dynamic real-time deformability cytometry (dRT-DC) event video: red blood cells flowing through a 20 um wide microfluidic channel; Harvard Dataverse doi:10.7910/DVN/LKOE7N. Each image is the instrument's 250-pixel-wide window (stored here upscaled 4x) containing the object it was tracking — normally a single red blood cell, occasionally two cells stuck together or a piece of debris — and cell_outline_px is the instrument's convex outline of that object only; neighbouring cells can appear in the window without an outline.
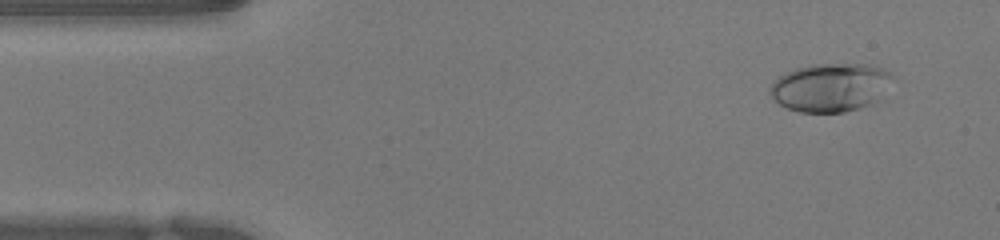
{"species": "human", "species_latin": "Homo sapiens", "temperature_condition": "warm", "stored_images_in_passage": 50, "camera_frame_rate_fps": 3000, "um_per_image_px": 0.085, "donor": {"sex": "female"}, "frame": {"image": 1, "passage_image": 4, "time_ms": 1.0, "image_size_px": [1000, 240], "cell_outline_px": [[900, 80], [880, 100], [872, 104], [860, 108], [844, 112], [800, 112], [788, 108], [780, 104], [768, 92], [768, 88], [780, 76], [796, 68], [812, 64], [868, 64], [884, 68], [892, 72]], "centroid_in_image_um": [70.75, 7.42], "position_along_channel_um": 14.2, "area_um2": 35.55}}
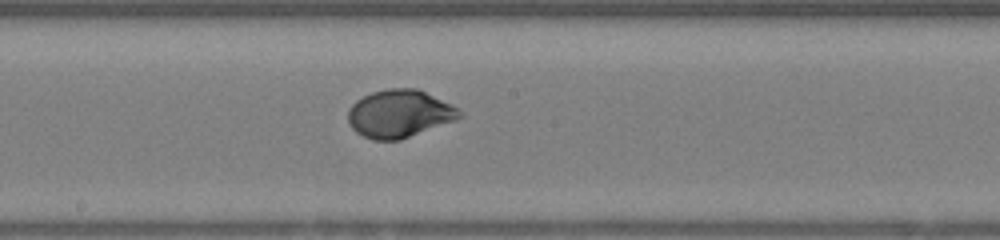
{"frame": {"image": 2, "passage_image": 26, "time_ms": 8.333, "image_size_px": [1000, 240], "cell_outline_px": [[464, 116], [456, 120], [400, 140], [372, 140], [356, 132], [352, 128], [348, 120], [348, 108], [356, 100], [372, 92], [388, 88], [416, 88], [452, 104], [464, 112]], "centroid_in_image_um": [33.97, 9.66], "position_along_channel_um": 214.2, "area_um2": 31.15}}
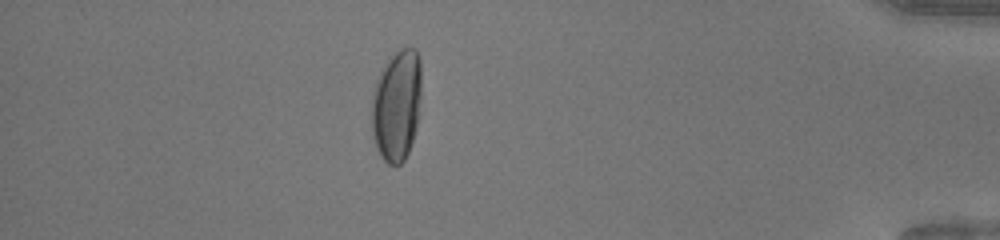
{"frame": {"image": 3, "passage_image": 44, "time_ms": 14.333, "image_size_px": [1000, 240], "cell_outline_px": [[420, 112], [416, 128], [408, 152], [404, 160], [400, 164], [388, 164], [380, 156], [376, 148], [372, 136], [372, 92], [380, 68], [400, 48], [416, 48], [420, 60]], "centroid_in_image_um": [33.7, 8.95], "position_along_channel_um": 401.5, "area_um2": 32.6}, "authors_computed_cell_mechanics": {"area_um2": 31.1253, "velocity_mm_per_s": 3.9766, "shape_relaxation_time_tau1_ms": 4.1169, "shape_relaxation_time_tau2_ms": null, "deformation_change_tau1": 0.2152, "deformation_change_tau2": null}}